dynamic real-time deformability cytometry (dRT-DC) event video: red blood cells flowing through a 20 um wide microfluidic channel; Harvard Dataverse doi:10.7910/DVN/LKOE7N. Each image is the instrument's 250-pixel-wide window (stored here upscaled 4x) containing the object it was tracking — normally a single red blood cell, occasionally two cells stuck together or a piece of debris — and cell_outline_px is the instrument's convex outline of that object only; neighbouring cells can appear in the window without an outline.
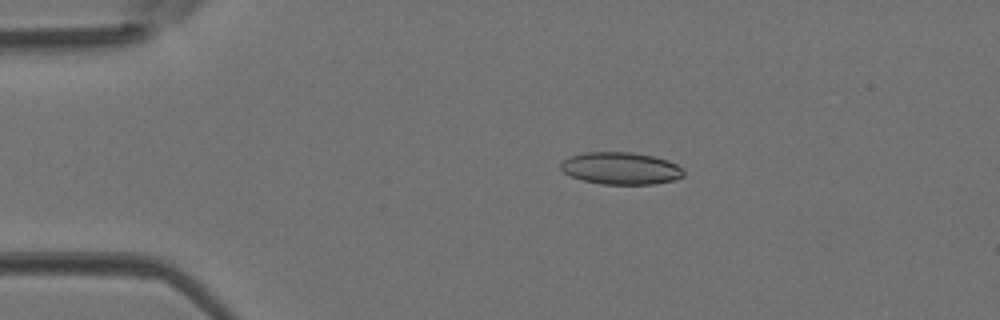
{"species": "Egyptian fruit bat (a non-hibernating species)", "species_latin": "Rousettus aegyptiacus", "temperature_condition": "room temperature", "stored_images_in_passage": 36, "camera_frame_rate_fps": 3000, "um_per_image_px": 0.085, "animal": {"sex": "female"}, "frame": {"image": 1, "passage_image": 8, "time_ms": 2.333, "image_size_px": [1000, 320], "cell_outline_px": [[684, 176], [676, 180], [656, 184], [600, 184], [584, 180], [572, 176], [564, 172], [560, 168], [560, 164], [568, 156], [584, 152], [632, 152], [652, 156], [668, 160], [676, 164], [684, 172]], "centroid_in_image_um": [52.78, 14.3], "position_along_channel_um": 32.2, "area_um2": 23.12}}
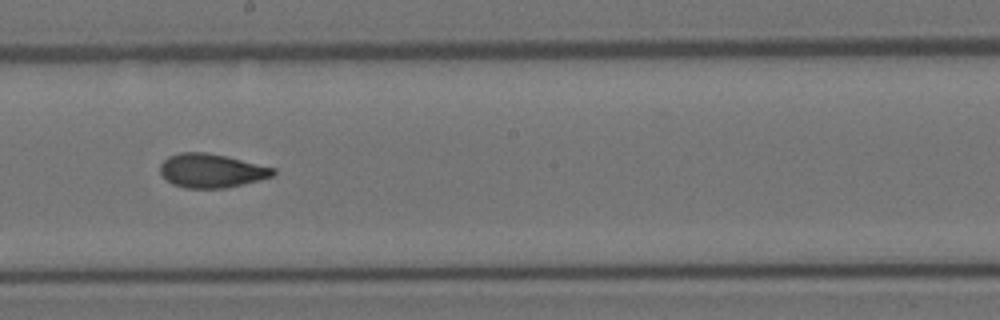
{"frame": {"image": 2, "passage_image": 24, "time_ms": 7.667, "image_size_px": [1000, 320], "cell_outline_px": [[276, 172], [272, 176], [224, 188], [184, 188], [172, 184], [160, 172], [160, 164], [168, 156], [180, 152], [204, 152], [224, 156], [276, 168]], "centroid_in_image_um": [17.93, 14.5], "position_along_channel_um": 230.3, "area_um2": 21.96}}
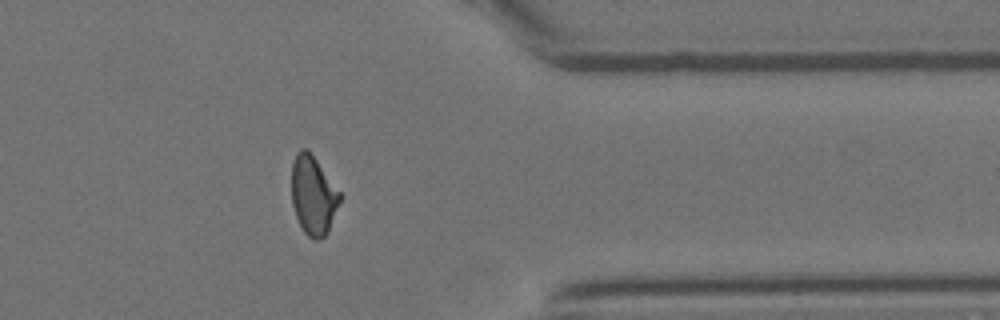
{"frame": {"image": 3, "passage_image": 35, "time_ms": 11.333, "image_size_px": [1000, 320], "cell_outline_px": [[340, 200], [328, 232], [320, 240], [312, 240], [304, 232], [296, 216], [292, 204], [292, 164], [296, 152], [300, 148], [304, 148], [316, 160], [340, 192]], "centroid_in_image_um": [26.61, 16.63], "position_along_channel_um": 384.8, "area_um2": 21.85}}